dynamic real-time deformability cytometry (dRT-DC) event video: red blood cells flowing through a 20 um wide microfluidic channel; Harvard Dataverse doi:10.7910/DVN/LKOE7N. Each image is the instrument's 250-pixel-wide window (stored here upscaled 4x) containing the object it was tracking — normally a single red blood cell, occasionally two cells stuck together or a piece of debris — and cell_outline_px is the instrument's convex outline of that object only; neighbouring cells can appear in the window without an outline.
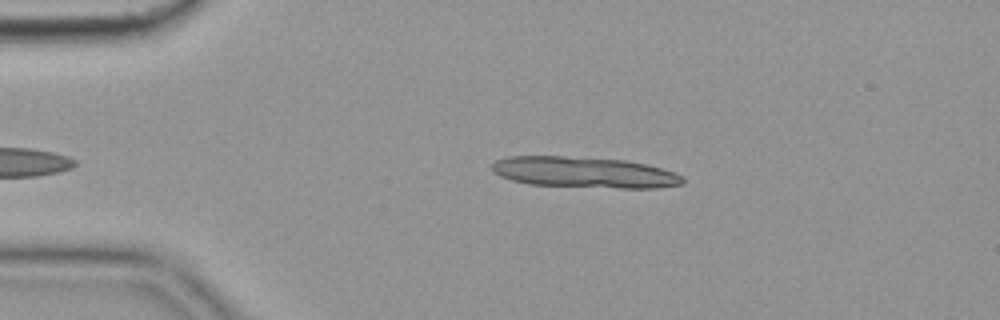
{"species": "common noctule bat (a hibernating species)", "species_latin": "Nyctalus noctula", "temperature_condition": "cold", "stored_images_in_passage": 9, "camera_frame_rate_fps": 3000, "um_per_image_px": 0.085, "animal": {"sex": "female", "body_mass_g": 19.9}, "frame": {"image": 1, "passage_image": 3, "time_ms": 0.667, "image_size_px": [1000, 320], "cell_outline_px": [[684, 184], [656, 188], [620, 188], [528, 184], [512, 180], [500, 176], [492, 172], [488, 164], [496, 160], [508, 156], [564, 156], [624, 160], [644, 164], [676, 172], [684, 176]], "centroid_in_image_um": [49.63, 14.65], "position_along_channel_um": 35.4, "area_um2": 34.56}}